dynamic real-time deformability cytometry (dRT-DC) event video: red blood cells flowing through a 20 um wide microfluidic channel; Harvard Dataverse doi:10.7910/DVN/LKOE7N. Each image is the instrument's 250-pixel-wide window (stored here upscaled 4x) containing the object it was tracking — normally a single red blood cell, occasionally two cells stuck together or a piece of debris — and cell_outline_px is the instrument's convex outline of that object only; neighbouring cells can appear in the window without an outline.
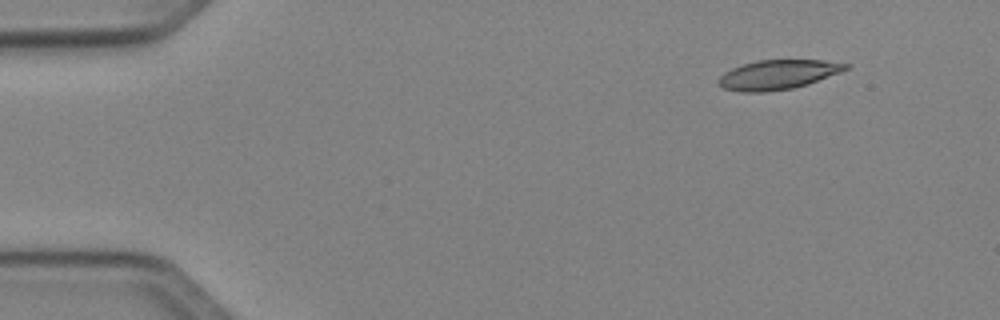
{"species": "Egyptian fruit bat (a non-hibernating species)", "species_latin": "Rousettus aegyptiacus", "temperature_condition": "cold", "stored_images_in_passage": 5, "camera_frame_rate_fps": 3000, "um_per_image_px": 0.085, "animal": {"sex": "female"}, "frame": {"image": 1, "passage_image": 2, "time_ms": 1.333, "image_size_px": [1000, 320], "cell_outline_px": [[848, 68], [840, 72], [808, 84], [792, 88], [768, 92], [740, 92], [724, 88], [716, 80], [724, 72], [732, 68], [756, 60], [824, 60], [848, 64]], "centroid_in_image_um": [66.09, 6.35], "position_along_channel_um": 18.9, "area_um2": 21.73}}
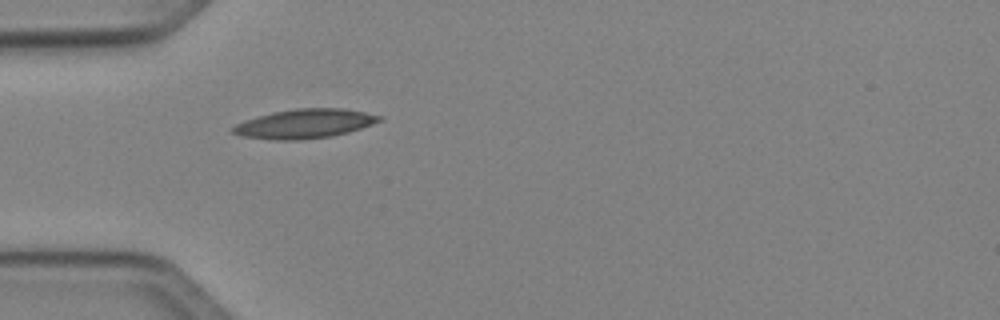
{"frame": {"image": 2, "passage_image": 5, "time_ms": 4.667, "image_size_px": [1000, 320], "cell_outline_px": [[384, 120], [348, 132], [332, 136], [300, 140], [272, 140], [240, 136], [232, 132], [232, 128], [236, 124], [244, 120], [272, 112], [296, 108], [344, 108], [384, 116]], "centroid_in_image_um": [25.9, 10.51], "position_along_channel_um": 59.1, "area_um2": 25.09}}